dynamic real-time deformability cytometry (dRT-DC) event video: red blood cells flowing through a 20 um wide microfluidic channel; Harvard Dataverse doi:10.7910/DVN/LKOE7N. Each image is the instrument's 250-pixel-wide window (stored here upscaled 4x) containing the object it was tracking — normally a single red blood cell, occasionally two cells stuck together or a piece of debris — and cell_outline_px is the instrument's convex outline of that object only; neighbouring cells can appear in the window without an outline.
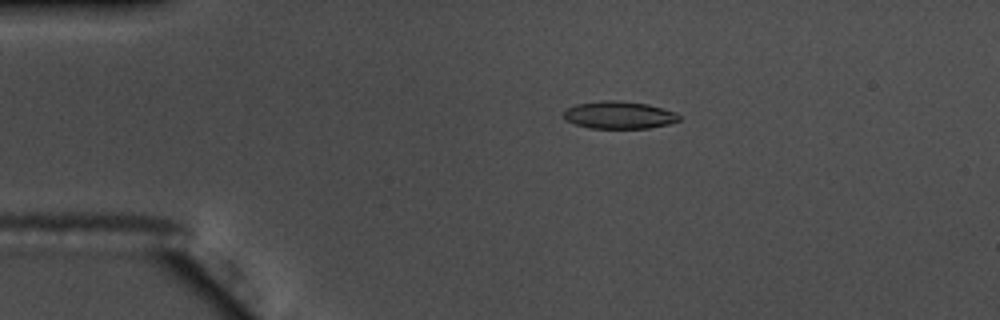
{"species": "common noctule bat (a hibernating species)", "species_latin": "Nyctalus noctula", "temperature_condition": "warm", "stored_images_in_passage": 55, "camera_frame_rate_fps": 3000, "um_per_image_px": 0.085, "animal": {"sex": "male", "body_mass_g": 17.5, "forearm_length_mm": 52.3}, "frame": {"image": 1, "passage_image": 11, "time_ms": 3.333, "image_size_px": [1000, 320], "cell_outline_px": [[680, 120], [668, 124], [648, 128], [588, 128], [564, 120], [564, 108], [576, 104], [604, 100], [616, 100], [648, 104], [676, 112], [680, 116]], "centroid_in_image_um": [52.59, 9.77], "position_along_channel_um": 32.4, "area_um2": 18.55}}
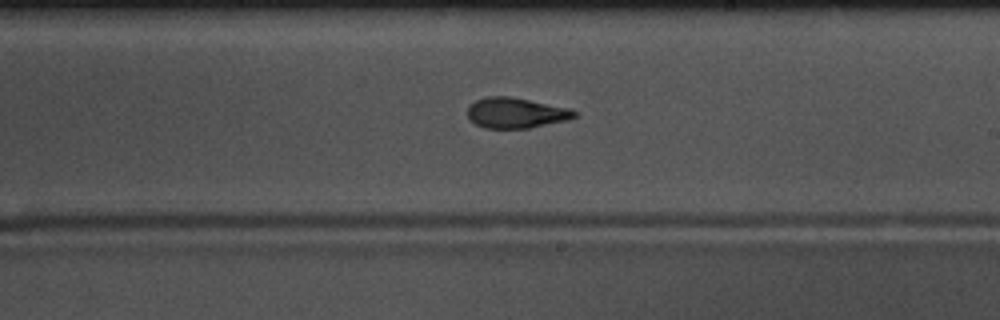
{"frame": {"image": 2, "passage_image": 32, "time_ms": 10.333, "image_size_px": [1000, 320], "cell_outline_px": [[576, 116], [568, 120], [528, 128], [484, 128], [468, 120], [468, 108], [476, 100], [484, 96], [512, 96], [568, 108], [576, 112]], "centroid_in_image_um": [43.82, 9.59], "position_along_channel_um": 245.2, "area_um2": 18.96}}
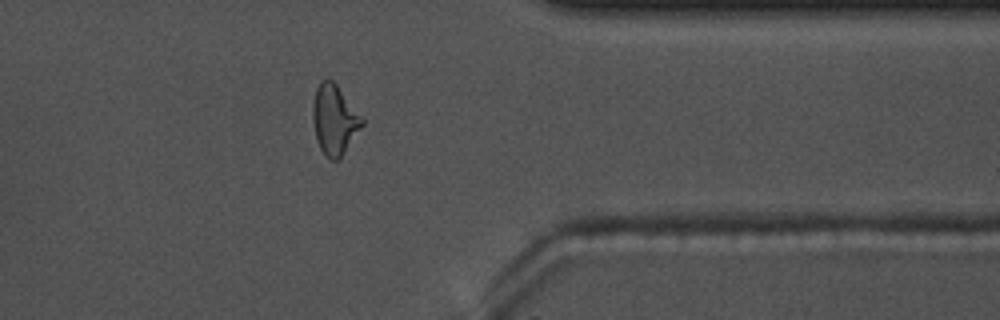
{"frame": {"image": 3, "passage_image": 44, "time_ms": 14.333, "image_size_px": [1000, 320], "cell_outline_px": [[364, 124], [344, 152], [336, 160], [332, 160], [324, 156], [316, 140], [312, 116], [312, 104], [316, 88], [320, 80], [332, 80], [336, 84], [364, 116]], "centroid_in_image_um": [28.43, 10.15], "position_along_channel_um": 383.0, "area_um2": 20.23}, "authors_computed_cell_mechanics": {"area_um2": 18.9584, "velocity_mm_per_s": 3.718, "shape_relaxation_time_tau1_ms": 4.2211, "shape_relaxation_time_tau2_ms": 1.4885, "deformation_change_tau1": 0.1649, "deformation_change_tau2": 0.0844}}